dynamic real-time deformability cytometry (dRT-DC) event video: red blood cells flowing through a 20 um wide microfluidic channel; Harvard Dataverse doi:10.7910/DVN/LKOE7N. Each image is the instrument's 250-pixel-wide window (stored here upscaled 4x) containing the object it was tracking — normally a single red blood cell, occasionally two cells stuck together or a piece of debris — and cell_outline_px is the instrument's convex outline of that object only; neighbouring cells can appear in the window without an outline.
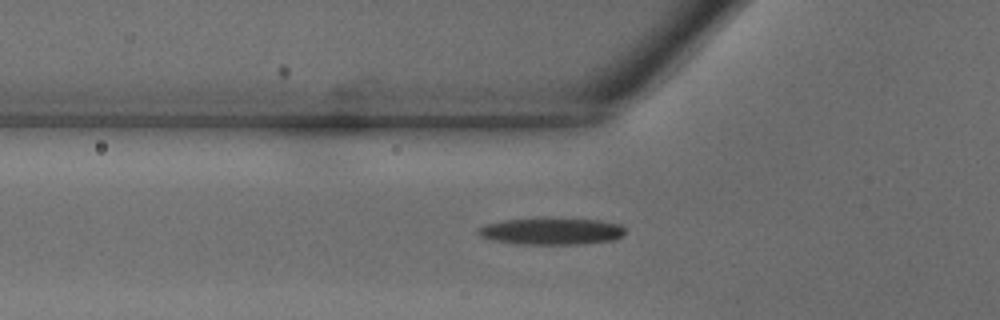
{"species": "common noctule bat (a hibernating species)", "species_latin": "Nyctalus noctula", "temperature_condition": "warm", "stored_images_in_passage": 29, "camera_frame_rate_fps": 3000, "um_per_image_px": 0.085, "animal": {"sex": "male", "body_mass_g": 18.8}, "frame": {"image": 1, "passage_image": 5, "time_ms": 1.333, "image_size_px": [1000, 320], "cell_outline_px": [[624, 236], [612, 240], [580, 244], [520, 244], [492, 240], [480, 236], [476, 232], [484, 224], [504, 220], [548, 216], [552, 216], [600, 220], [620, 224], [624, 228]], "centroid_in_image_um": [46.88, 19.62], "position_along_channel_um": 78.9, "area_um2": 23.7}}
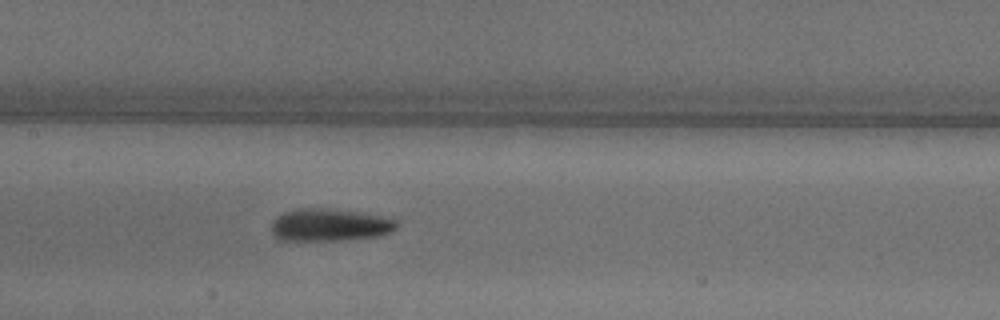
{"frame": {"image": 2, "passage_image": 11, "time_ms": 3.333, "image_size_px": [1000, 320], "cell_outline_px": [[396, 228], [392, 232], [376, 236], [340, 240], [284, 240], [276, 236], [272, 232], [272, 220], [284, 212], [308, 208], [320, 208], [360, 212], [384, 216], [396, 220]], "centroid_in_image_um": [28.05, 19.12], "position_along_channel_um": 179.4, "area_um2": 23.35}}
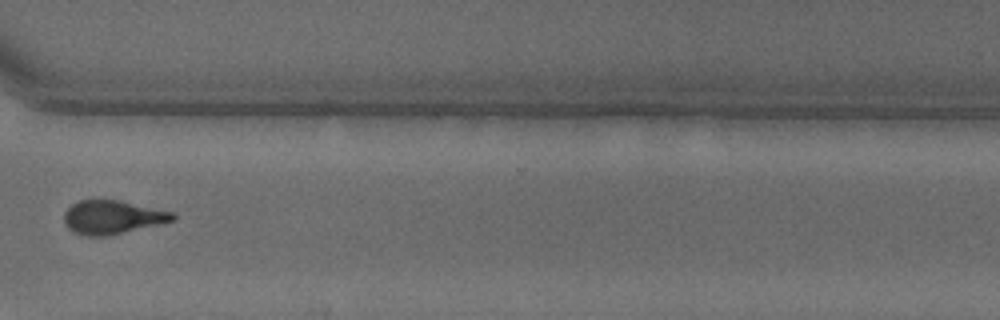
{"frame": {"image": 3, "passage_image": 22, "time_ms": 7.0, "image_size_px": [1000, 320], "cell_outline_px": [[176, 220], [104, 236], [84, 236], [72, 232], [68, 228], [64, 220], [64, 212], [72, 204], [80, 200], [120, 200], [172, 212], [176, 216]], "centroid_in_image_um": [9.52, 18.46], "position_along_channel_um": 361.1, "area_um2": 21.04}}